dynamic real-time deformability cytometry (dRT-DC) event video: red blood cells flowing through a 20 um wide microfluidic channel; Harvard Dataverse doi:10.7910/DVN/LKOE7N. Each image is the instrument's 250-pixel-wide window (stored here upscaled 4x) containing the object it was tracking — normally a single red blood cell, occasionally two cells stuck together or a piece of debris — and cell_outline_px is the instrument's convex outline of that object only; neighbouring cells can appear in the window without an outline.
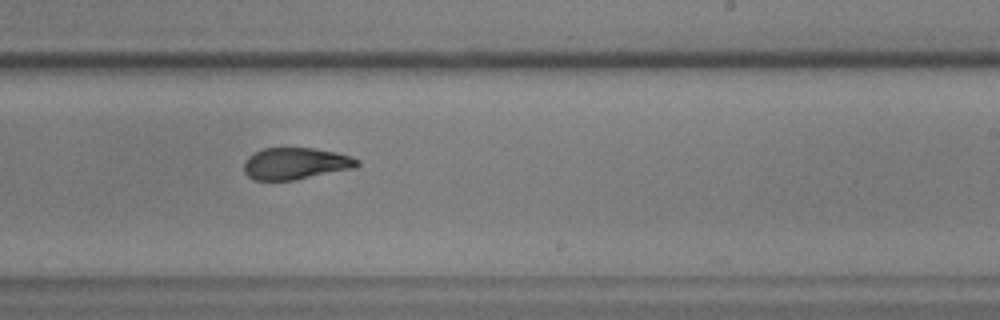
{"species": "common noctule bat (a hibernating species)", "species_latin": "Nyctalus noctula", "temperature_condition": "warm", "stored_images_in_passage": 29, "camera_frame_rate_fps": 3000, "um_per_image_px": 0.085, "animal": {"sex": "male", "body_mass_g": 17.9, "forearm_length_mm": 54.2}, "frame": {"image": 1, "passage_image": 20, "time_ms": 6.333, "image_size_px": [1000, 320], "cell_outline_px": [[360, 164], [356, 168], [292, 180], [256, 180], [248, 176], [244, 172], [244, 160], [252, 152], [264, 148], [312, 148], [336, 152], [352, 156], [360, 160]], "centroid_in_image_um": [25.13, 13.89], "position_along_channel_um": 263.9, "area_um2": 21.1}}
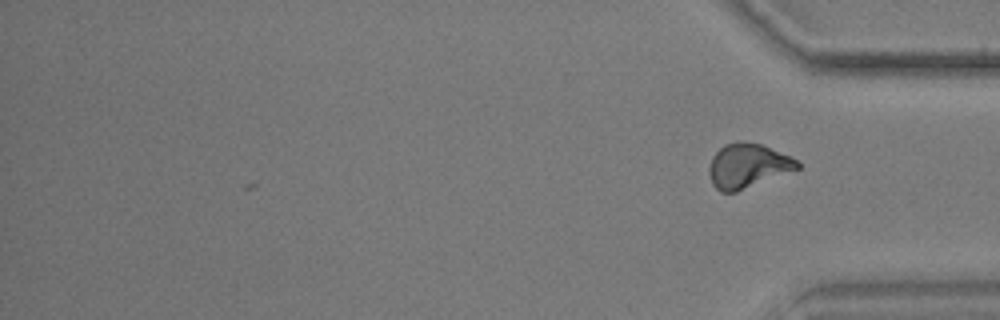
{"frame": {"image": 2, "passage_image": 29, "time_ms": 9.333, "image_size_px": [1000, 320], "cell_outline_px": [[800, 168], [736, 192], [720, 192], [712, 184], [708, 172], [708, 168], [712, 156], [724, 144], [736, 140], [744, 140], [760, 144], [788, 156], [796, 160], [800, 164]], "centroid_in_image_um": [63.5, 14.08], "position_along_channel_um": 371.7, "area_um2": 22.77}, "authors_computed_cell_mechanics": {"area_um2": 22.3686, "velocity_mm_per_s": 3.6185, "shape_relaxation_time_tau1_ms": 4.3858, "shape_relaxation_time_tau2_ms": 1.4615, "deformation_change_tau1": 0.1563, "deformation_change_tau2": 0.0777}}